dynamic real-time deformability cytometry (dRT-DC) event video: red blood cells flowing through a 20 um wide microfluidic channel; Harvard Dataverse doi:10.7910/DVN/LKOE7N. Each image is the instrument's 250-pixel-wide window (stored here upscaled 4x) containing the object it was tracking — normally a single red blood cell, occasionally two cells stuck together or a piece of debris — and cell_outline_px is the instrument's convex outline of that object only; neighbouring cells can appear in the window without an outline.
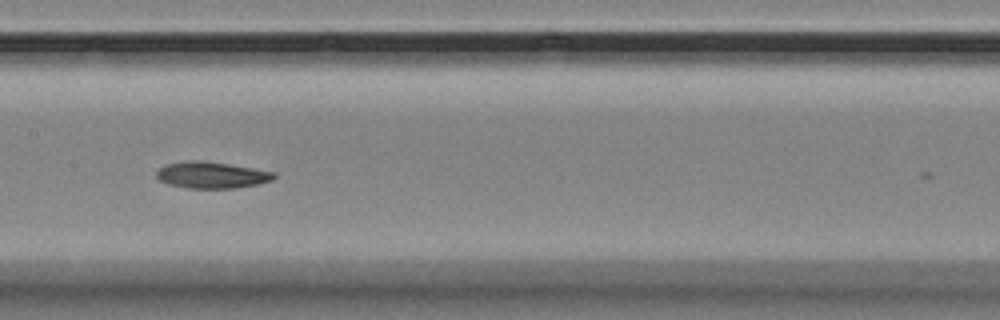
{"species": "Egyptian fruit bat (a non-hibernating species)", "species_latin": "Rousettus aegyptiacus", "temperature_condition": "room temperature", "stored_images_in_passage": 11, "camera_frame_rate_fps": 3000, "um_per_image_px": 0.085, "animal": {"sex": "female"}, "frame": {"image": 1, "passage_image": 9, "time_ms": 9.0, "image_size_px": [1000, 320], "cell_outline_px": [[276, 176], [272, 180], [256, 184], [232, 188], [184, 188], [168, 184], [160, 180], [156, 176], [156, 172], [164, 164], [184, 160], [200, 160], [228, 164], [276, 172]], "centroid_in_image_um": [17.94, 14.87], "position_along_channel_um": 189.5, "area_um2": 18.15}}
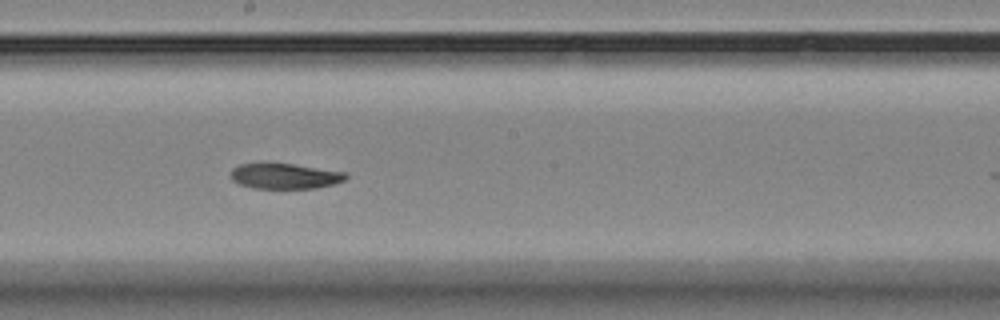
{"frame": {"image": 2, "passage_image": 10, "time_ms": 10.0, "image_size_px": [1000, 320], "cell_outline_px": [[348, 176], [344, 180], [332, 184], [316, 188], [252, 188], [240, 184], [232, 180], [232, 168], [240, 164], [292, 164], [344, 172]], "centroid_in_image_um": [24.2, 14.98], "position_along_channel_um": 224.0, "area_um2": 16.65}}